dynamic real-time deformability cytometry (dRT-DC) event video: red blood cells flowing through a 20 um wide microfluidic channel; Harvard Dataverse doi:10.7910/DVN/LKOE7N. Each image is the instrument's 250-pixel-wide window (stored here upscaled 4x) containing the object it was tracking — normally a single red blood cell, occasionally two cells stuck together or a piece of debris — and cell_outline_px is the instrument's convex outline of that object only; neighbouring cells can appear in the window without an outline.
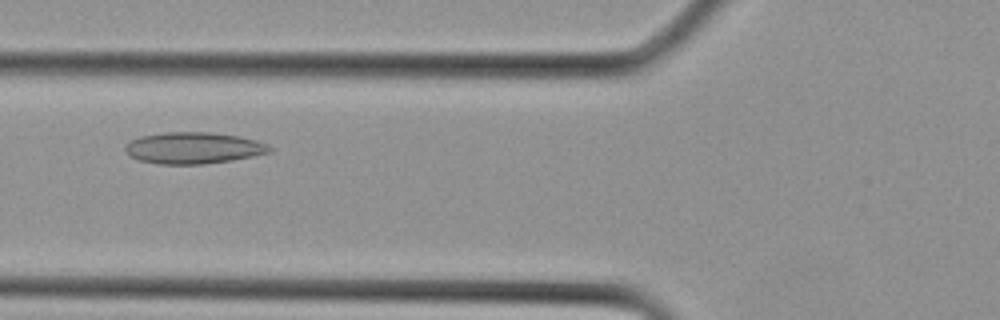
{"species": "Egyptian fruit bat (a non-hibernating species)", "species_latin": "Rousettus aegyptiacus", "temperature_condition": "cold", "stored_images_in_passage": 10, "camera_frame_rate_fps": 3000, "um_per_image_px": 0.085, "animal": {"sex": "female"}, "frame": {"image": 1, "passage_image": 5, "time_ms": 1.333, "image_size_px": [1000, 320], "cell_outline_px": [[272, 152], [232, 160], [204, 164], [160, 164], [140, 160], [128, 156], [124, 152], [124, 144], [140, 136], [164, 132], [208, 132], [240, 136], [256, 140], [268, 144], [272, 148]], "centroid_in_image_um": [16.42, 12.57], "position_along_channel_um": 109.4, "area_um2": 26.7}}
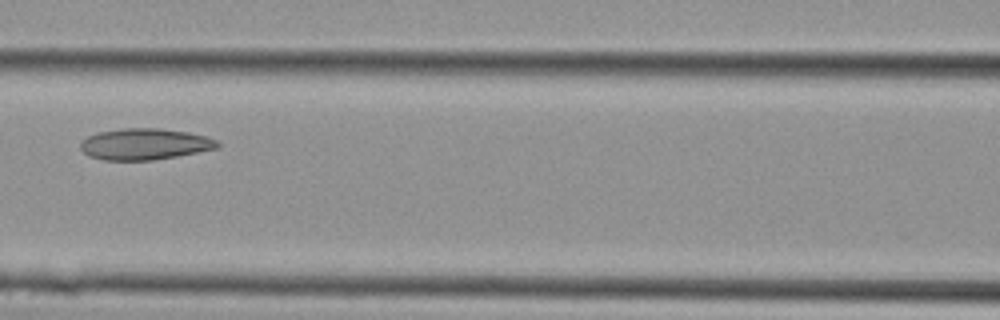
{"frame": {"image": 2, "passage_image": 7, "time_ms": 2.0, "image_size_px": [1000, 320], "cell_outline_px": [[220, 148], [176, 156], [152, 160], [104, 160], [88, 156], [80, 148], [80, 140], [96, 132], [124, 128], [160, 128], [188, 132], [204, 136], [216, 140], [220, 144]], "centroid_in_image_um": [12.27, 12.24], "position_along_channel_um": 154.3, "area_um2": 25.09}}
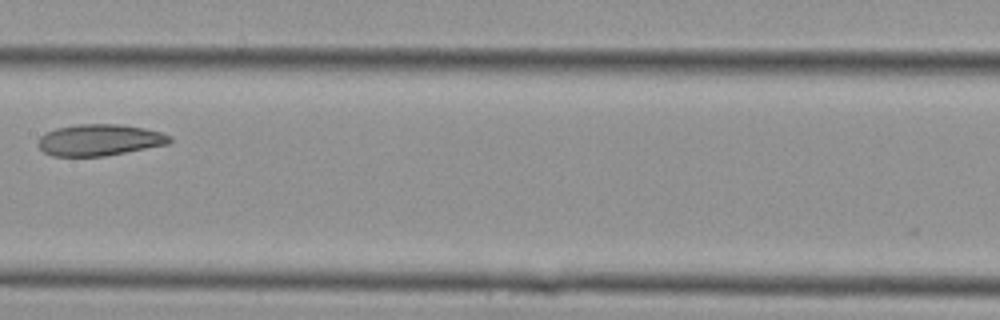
{"frame": {"image": 3, "passage_image": 9, "time_ms": 2.667, "image_size_px": [1000, 320], "cell_outline_px": [[172, 140], [168, 144], [104, 156], [52, 156], [44, 152], [36, 144], [40, 136], [56, 128], [80, 124], [120, 124], [144, 128], [160, 132], [172, 136]], "centroid_in_image_um": [8.45, 11.9], "position_along_channel_um": 198.9, "area_um2": 24.04}}